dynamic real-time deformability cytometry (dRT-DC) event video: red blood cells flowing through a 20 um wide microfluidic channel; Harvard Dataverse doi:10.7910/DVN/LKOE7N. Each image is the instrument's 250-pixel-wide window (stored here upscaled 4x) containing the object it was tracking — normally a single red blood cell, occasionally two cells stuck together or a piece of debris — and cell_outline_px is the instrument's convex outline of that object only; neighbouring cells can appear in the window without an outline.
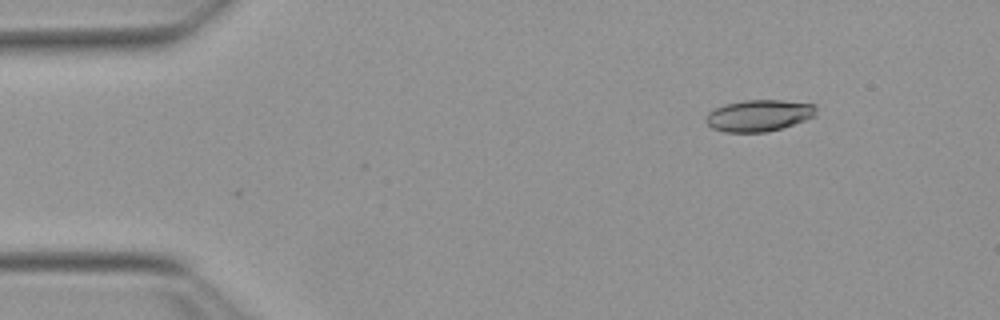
{"species": "Egyptian fruit bat (a non-hibernating species)", "species_latin": "Rousettus aegyptiacus", "temperature_condition": "warm", "stored_images_in_passage": 4, "camera_frame_rate_fps": 3000, "um_per_image_px": 0.085, "animal": {"sex": "female"}, "frame": {"image": 1, "passage_image": 4, "time_ms": 1.0, "image_size_px": [1000, 320], "cell_outline_px": [[816, 116], [780, 128], [764, 132], [724, 132], [712, 128], [704, 120], [708, 112], [724, 104], [744, 100], [780, 100], [816, 104]], "centroid_in_image_um": [64.49, 9.81], "position_along_channel_um": 20.5, "area_um2": 20.23}}